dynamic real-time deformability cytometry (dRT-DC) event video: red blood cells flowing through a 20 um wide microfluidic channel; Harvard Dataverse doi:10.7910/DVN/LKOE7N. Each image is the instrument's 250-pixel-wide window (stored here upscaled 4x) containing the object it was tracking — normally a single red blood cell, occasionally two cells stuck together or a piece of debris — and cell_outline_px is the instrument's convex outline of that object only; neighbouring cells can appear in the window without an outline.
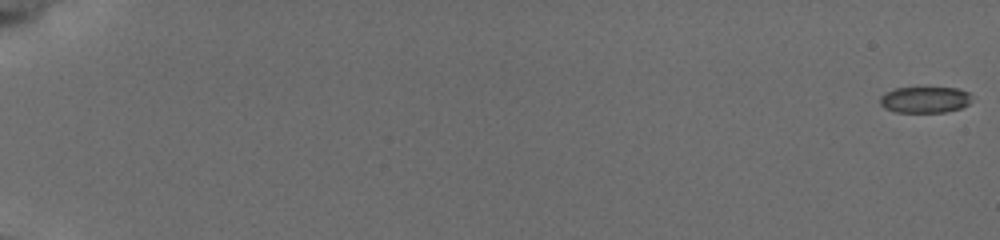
{"species": "common noctule bat (a hibernating species)", "species_latin": "Nyctalus noctula", "temperature_condition": "cold", "stored_images_in_passage": 63, "camera_frame_rate_fps": 3000, "um_per_image_px": 0.085, "animal": {"sex": "female", "body_mass_g": 19.5, "forearm_length_mm": 54.1}, "frame": {"image": 1, "passage_image": 1, "time_ms": 0.0, "image_size_px": [1000, 240], "cell_outline_px": [[972, 100], [968, 104], [960, 108], [944, 112], [896, 112], [884, 108], [880, 104], [880, 96], [884, 92], [896, 88], [956, 88], [968, 92]], "centroid_in_image_um": [78.58, 8.48], "position_along_channel_um": 6.4, "area_um2": 13.99}}
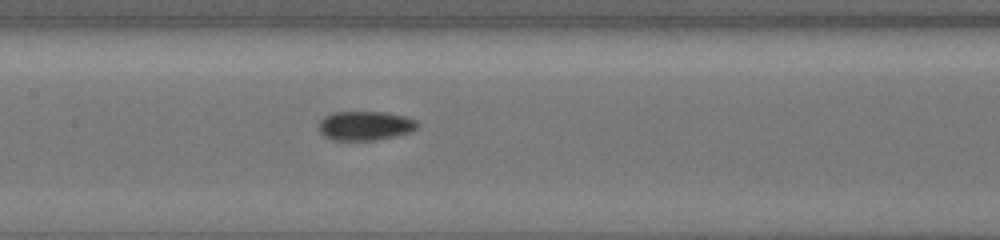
{"frame": {"image": 2, "passage_image": 39, "time_ms": 10.0, "image_size_px": [1000, 240], "cell_outline_px": [[420, 124], [416, 128], [408, 132], [376, 140], [332, 140], [324, 136], [320, 132], [320, 120], [324, 116], [332, 112], [384, 112], [404, 116], [416, 120]], "centroid_in_image_um": [31.01, 10.68], "position_along_channel_um": 176.4, "area_um2": 16.65}}
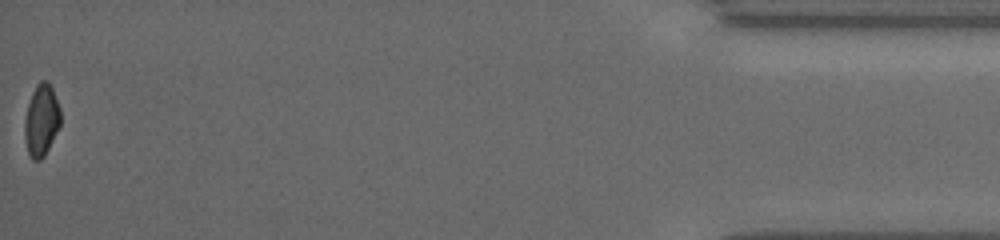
{"frame": {"image": 3, "passage_image": 63, "time_ms": 18.667, "image_size_px": [1000, 240], "cell_outline_px": [[60, 124], [44, 156], [40, 160], [32, 160], [28, 152], [24, 136], [24, 120], [28, 104], [32, 92], [36, 84], [40, 80], [48, 80], [52, 88], [60, 108]], "centroid_in_image_um": [3.5, 10.19], "position_along_channel_um": 431.7, "area_um2": 14.97}, "authors_computed_cell_mechanics": {"area_um2": 15.5482, "velocity_mm_per_s": 3.8541, "shape_relaxation_time_tau1_ms": null, "shape_relaxation_time_tau2_ms": 3.8111, "deformation_change_tau1": null, "deformation_change_tau2": 0.0772}}